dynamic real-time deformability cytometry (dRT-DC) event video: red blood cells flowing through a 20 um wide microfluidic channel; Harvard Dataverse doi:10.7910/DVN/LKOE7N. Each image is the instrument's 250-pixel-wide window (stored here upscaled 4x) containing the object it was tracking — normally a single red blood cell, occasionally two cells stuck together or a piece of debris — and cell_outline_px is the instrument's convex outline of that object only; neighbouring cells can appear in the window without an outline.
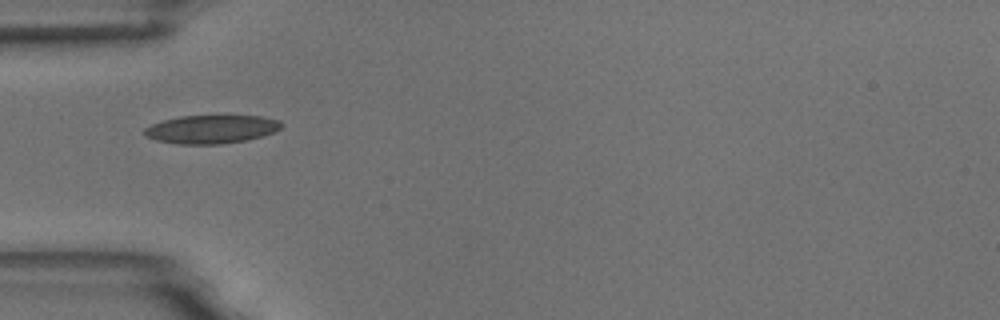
{"species": "common noctule bat (a hibernating species)", "species_latin": "Nyctalus noctula", "temperature_condition": "room temperature", "stored_images_in_passage": 3, "camera_frame_rate_fps": 3000, "um_per_image_px": 0.085, "animal": {"sex": "male", "body_mass_g": 18.8}, "frame": {"image": 1, "passage_image": 1, "time_ms": 0.0, "image_size_px": [1000, 320], "cell_outline_px": [[280, 128], [276, 132], [244, 140], [220, 144], [176, 144], [156, 140], [144, 136], [144, 128], [152, 124], [164, 120], [180, 116], [260, 116], [280, 120]], "centroid_in_image_um": [17.93, 10.99], "position_along_channel_um": 67.1, "area_um2": 22.48}}